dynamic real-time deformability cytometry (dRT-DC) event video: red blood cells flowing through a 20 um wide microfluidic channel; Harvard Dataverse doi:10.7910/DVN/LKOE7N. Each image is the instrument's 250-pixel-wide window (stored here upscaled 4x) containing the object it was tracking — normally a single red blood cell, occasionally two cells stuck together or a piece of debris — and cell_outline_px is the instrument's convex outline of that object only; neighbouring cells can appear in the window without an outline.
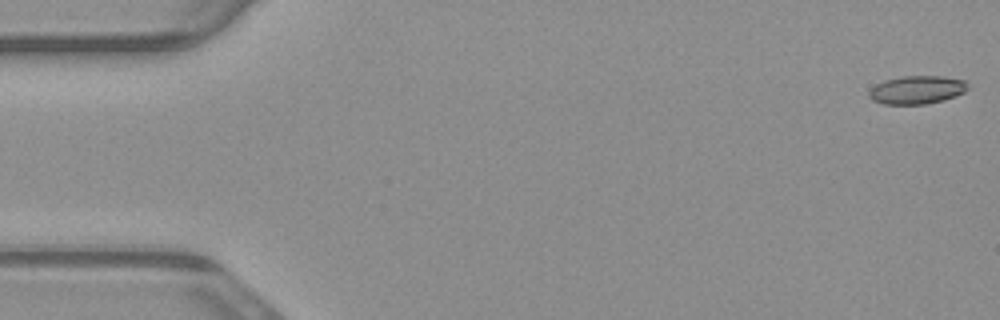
{"species": "common noctule bat (a hibernating species)", "species_latin": "Nyctalus noctula", "temperature_condition": "warm", "stored_images_in_passage": 54, "camera_frame_rate_fps": 3000, "um_per_image_px": 0.085, "animal": {"sex": "male", "body_mass_g": 23.1, "forearm_length_mm": 52.7}, "frame": {"image": 1, "passage_image": 1, "time_ms": 0.0, "image_size_px": [1000, 320], "cell_outline_px": [[968, 88], [964, 92], [956, 96], [944, 100], [924, 104], [884, 104], [872, 100], [868, 96], [868, 92], [876, 84], [884, 80], [900, 76], [944, 76], [964, 80], [968, 84]], "centroid_in_image_um": [77.93, 7.63], "position_along_channel_um": 7.1, "area_um2": 16.36}}
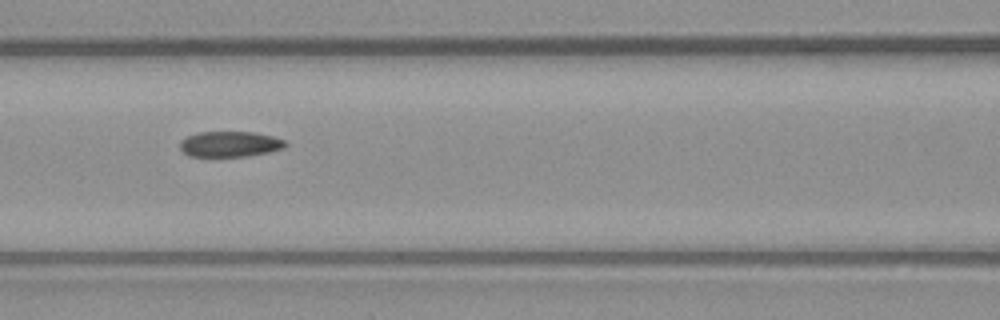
{"frame": {"image": 2, "passage_image": 23, "time_ms": 7.333, "image_size_px": [1000, 320], "cell_outline_px": [[288, 144], [284, 148], [268, 152], [248, 156], [188, 156], [180, 148], [180, 140], [188, 136], [200, 132], [252, 132], [272, 136], [284, 140]], "centroid_in_image_um": [19.54, 12.25], "position_along_channel_um": 147.1, "area_um2": 15.61}}
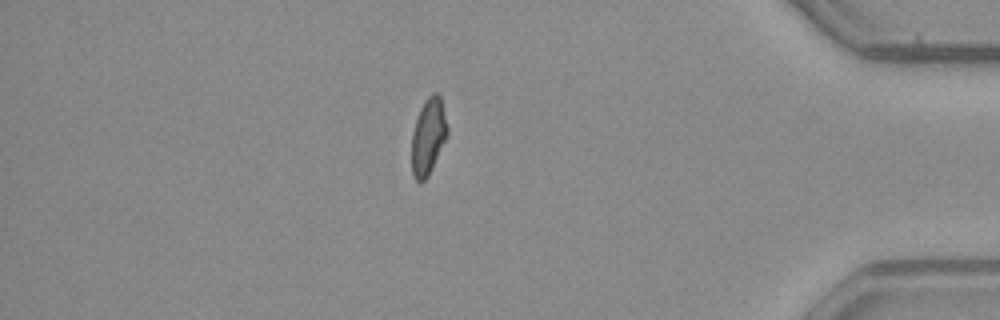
{"frame": {"image": 3, "passage_image": 46, "time_ms": 15.0, "image_size_px": [1000, 320], "cell_outline_px": [[448, 136], [428, 176], [420, 184], [412, 176], [412, 132], [420, 108], [424, 100], [432, 92], [436, 92], [440, 96], [448, 128]], "centroid_in_image_um": [36.4, 11.6], "position_along_channel_um": 398.8, "area_um2": 16.01}, "authors_computed_cell_mechanics": {"area_um2": 16.473, "velocity_mm_per_s": 3.8505, "shape_relaxation_time_tau1_ms": null, "shape_relaxation_time_tau2_ms": 4.0303, "deformation_change_tau1": null, "deformation_change_tau2": 0.1088}}